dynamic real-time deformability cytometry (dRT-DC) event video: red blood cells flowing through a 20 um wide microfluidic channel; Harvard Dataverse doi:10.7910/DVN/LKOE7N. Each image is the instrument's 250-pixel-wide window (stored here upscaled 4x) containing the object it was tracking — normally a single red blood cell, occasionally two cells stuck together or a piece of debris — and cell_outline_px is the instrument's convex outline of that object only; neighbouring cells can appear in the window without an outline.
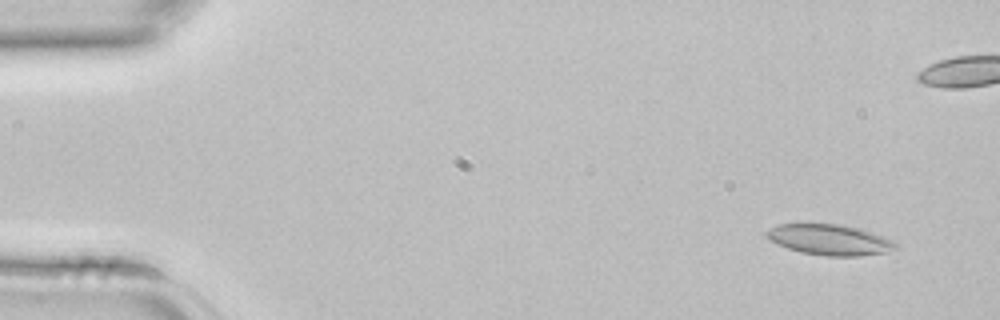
{"species": "common noctule bat (a hibernating species)", "species_latin": "Nyctalus noctula", "temperature_condition": "room temperature", "stored_images_in_passage": 4, "camera_frame_rate_fps": 3000, "um_per_image_px": 0.085, "animal": {"sex": "female", "body_mass_g": 22.7, "forearm_length_mm": 54.2}, "frame": {"image": 1, "passage_image": 1, "time_ms": 0.0, "image_size_px": [1000, 320], "cell_outline_px": [[896, 248], [884, 252], [860, 256], [828, 256], [800, 252], [788, 248], [764, 236], [764, 232], [768, 228], [780, 224], [840, 224], [860, 228], [892, 240], [896, 244]], "centroid_in_image_um": [70.49, 20.37], "position_along_channel_um": 14.5, "area_um2": 22.83}}